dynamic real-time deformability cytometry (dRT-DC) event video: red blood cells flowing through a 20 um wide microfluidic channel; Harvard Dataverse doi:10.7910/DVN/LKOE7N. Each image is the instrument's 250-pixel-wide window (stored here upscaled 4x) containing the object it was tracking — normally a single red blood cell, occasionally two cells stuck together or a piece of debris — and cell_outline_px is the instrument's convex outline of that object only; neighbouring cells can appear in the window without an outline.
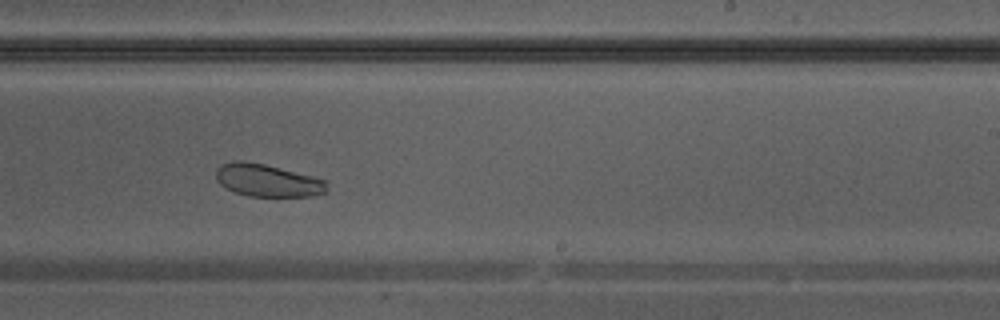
{"species": "Egyptian fruit bat (a non-hibernating species)", "species_latin": "Rousettus aegyptiacus", "temperature_condition": "warm", "stored_images_in_passage": 38, "camera_frame_rate_fps": 3000, "um_per_image_px": 0.085, "animal": {"sex": "male"}, "frame": {"image": 1, "passage_image": 22, "time_ms": 7.0, "image_size_px": [1000, 320], "cell_outline_px": [[328, 184], [324, 192], [312, 196], [248, 196], [224, 188], [216, 180], [216, 168], [220, 164], [232, 160], [244, 160], [264, 164], [324, 180]], "centroid_in_image_um": [22.64, 15.32], "position_along_channel_um": 266.4, "area_um2": 20.87}}